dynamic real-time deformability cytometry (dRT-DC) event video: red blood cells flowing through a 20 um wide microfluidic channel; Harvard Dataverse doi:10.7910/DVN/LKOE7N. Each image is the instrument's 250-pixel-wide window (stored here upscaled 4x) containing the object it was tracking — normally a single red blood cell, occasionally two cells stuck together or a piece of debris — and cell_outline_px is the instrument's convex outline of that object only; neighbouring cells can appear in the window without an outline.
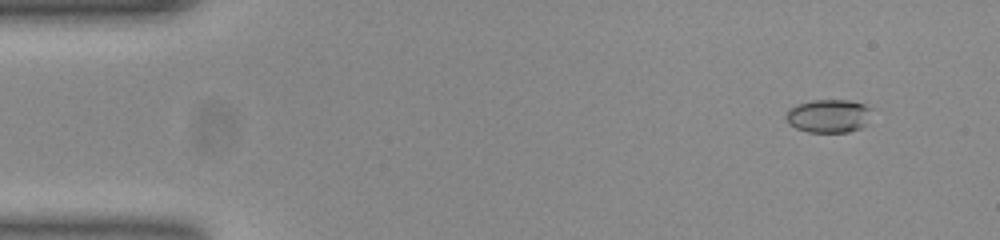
{"species": "common noctule bat (a hibernating species)", "species_latin": "Nyctalus noctula", "temperature_condition": "room temperature", "stored_images_in_passage": 49, "camera_frame_rate_fps": 3000, "um_per_image_px": 0.085, "animal": {"sex": "female", "body_mass_g": 23.0, "forearm_length_mm": 53.4}, "frame": {"image": 1, "passage_image": 1, "time_ms": 0.0, "image_size_px": [1000, 240], "cell_outline_px": [[872, 108], [864, 124], [860, 128], [848, 132], [808, 132], [796, 128], [788, 124], [784, 116], [788, 108], [796, 104], [812, 100], [848, 100], [864, 104]], "centroid_in_image_um": [70.36, 9.85], "position_along_channel_um": 14.6, "area_um2": 16.7}}
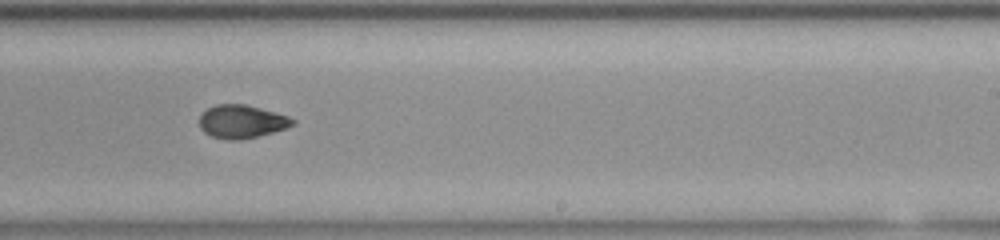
{"frame": {"image": 2, "passage_image": 29, "time_ms": 9.333, "image_size_px": [1000, 240], "cell_outline_px": [[296, 124], [272, 132], [240, 140], [228, 140], [212, 136], [204, 132], [200, 128], [200, 116], [208, 108], [216, 104], [244, 104], [276, 112], [288, 116], [296, 120]], "centroid_in_image_um": [20.55, 10.33], "position_along_channel_um": 268.5, "area_um2": 17.92}}
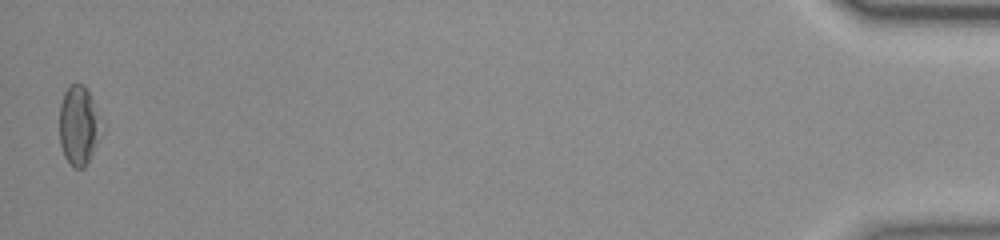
{"frame": {"image": 3, "passage_image": 49, "time_ms": 16.0, "image_size_px": [1000, 240], "cell_outline_px": [[104, 124], [92, 152], [84, 168], [72, 168], [64, 156], [60, 144], [60, 104], [64, 92], [72, 84], [84, 84], [104, 120]], "centroid_in_image_um": [6.71, 10.65], "position_along_channel_um": 428.5, "area_um2": 19.54}, "authors_computed_cell_mechanics": {"area_um2": 18.0914, "velocity_mm_per_s": 3.885, "shape_relaxation_time_tau1_ms": 6.1452, "shape_relaxation_time_tau2_ms": 4.0925, "deformation_change_tau1": 0.1477, "deformation_change_tau2": 0.0792}}